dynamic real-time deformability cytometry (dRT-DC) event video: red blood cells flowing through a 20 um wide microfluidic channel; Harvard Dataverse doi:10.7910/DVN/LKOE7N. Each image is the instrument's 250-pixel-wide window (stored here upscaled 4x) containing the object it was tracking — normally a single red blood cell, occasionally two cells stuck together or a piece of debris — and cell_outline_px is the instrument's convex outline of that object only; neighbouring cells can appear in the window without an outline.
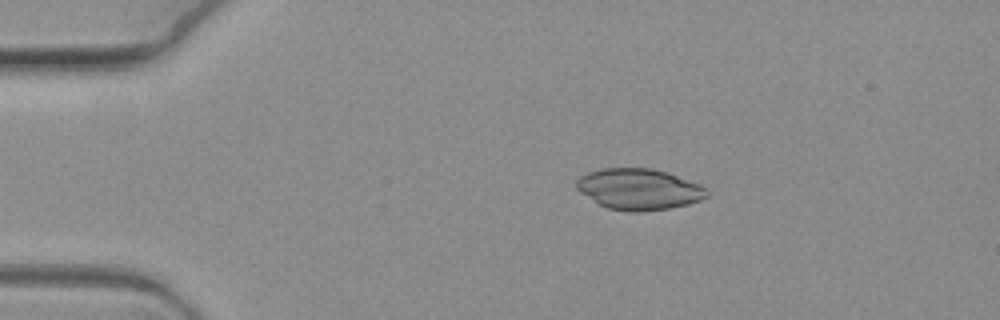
{"species": "common noctule bat (a hibernating species)", "species_latin": "Nyctalus noctula", "temperature_condition": "warm", "stored_images_in_passage": 7, "camera_frame_rate_fps": 3000, "um_per_image_px": 0.085, "animal": {"sex": "female", "body_mass_g": 19.3, "forearm_length_mm": 54.1}, "frame": {"image": 1, "passage_image": 1, "time_ms": 0.0, "image_size_px": [1000, 320], "cell_outline_px": [[708, 196], [700, 200], [688, 204], [668, 208], [640, 212], [628, 212], [608, 208], [600, 204], [580, 192], [576, 188], [576, 180], [580, 176], [588, 172], [604, 168], [652, 168], [700, 184], [708, 188]], "centroid_in_image_um": [54.31, 16.08], "position_along_channel_um": 30.7, "area_um2": 31.04}}